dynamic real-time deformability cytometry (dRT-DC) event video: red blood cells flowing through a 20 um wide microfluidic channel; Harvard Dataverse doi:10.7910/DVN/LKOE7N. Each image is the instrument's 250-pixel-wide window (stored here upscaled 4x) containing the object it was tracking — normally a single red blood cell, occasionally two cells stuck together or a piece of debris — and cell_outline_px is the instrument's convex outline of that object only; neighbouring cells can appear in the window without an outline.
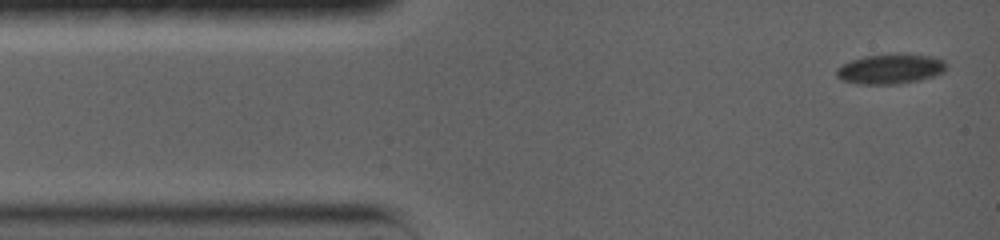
{"species": "common noctule bat (a hibernating species)", "species_latin": "Nyctalus noctula", "temperature_condition": "warm", "stored_images_in_passage": 19, "camera_frame_rate_fps": 5000, "um_per_image_px": 0.085, "animal": {"sex": "female", "body_mass_g": 19.0, "forearm_length_mm": 56.7}, "frame": {"image": 1, "passage_image": 1, "time_ms": 0.0, "image_size_px": [1000, 240], "cell_outline_px": [[948, 64], [944, 72], [920, 80], [892, 84], [860, 84], [844, 80], [836, 76], [836, 68], [852, 60], [864, 56], [896, 52], [904, 52], [932, 56], [944, 60]], "centroid_in_image_um": [75.73, 5.82], "position_along_channel_um": 9.3, "area_um2": 19.48}}
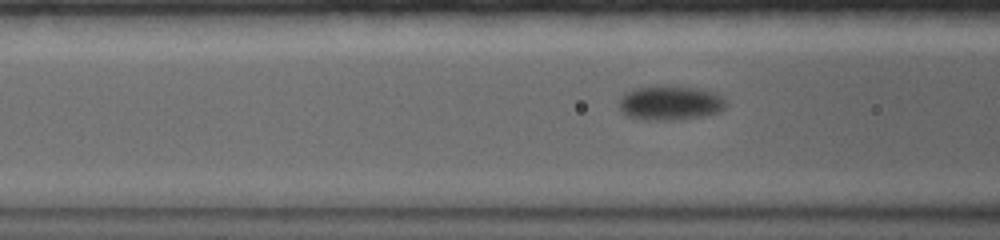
{"frame": {"image": 2, "passage_image": 12, "time_ms": 5.2, "image_size_px": [1000, 240], "cell_outline_px": [[728, 104], [720, 112], [704, 116], [672, 120], [640, 120], [628, 116], [620, 112], [620, 96], [632, 88], [656, 84], [660, 84], [696, 88], [716, 92], [724, 96], [728, 100]], "centroid_in_image_um": [56.98, 8.73], "position_along_channel_um": 109.6, "area_um2": 22.31}}
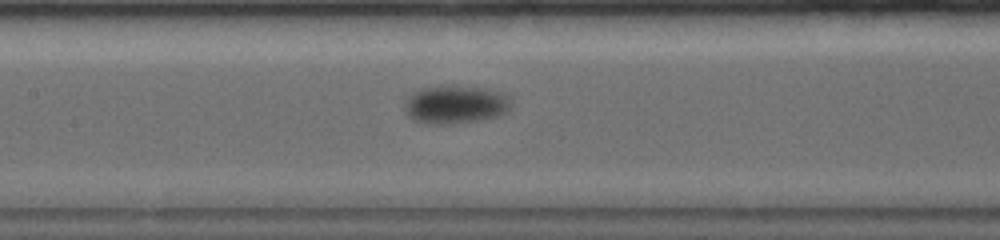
{"frame": {"image": 3, "passage_image": 16, "time_ms": 7.0, "image_size_px": [1000, 240], "cell_outline_px": [[512, 104], [500, 116], [476, 120], [448, 124], [440, 124], [412, 120], [408, 116], [404, 108], [408, 96], [412, 92], [420, 88], [452, 84], [456, 84], [488, 88], [500, 92], [508, 96]], "centroid_in_image_um": [38.7, 8.84], "position_along_channel_um": 168.7, "area_um2": 23.99}}